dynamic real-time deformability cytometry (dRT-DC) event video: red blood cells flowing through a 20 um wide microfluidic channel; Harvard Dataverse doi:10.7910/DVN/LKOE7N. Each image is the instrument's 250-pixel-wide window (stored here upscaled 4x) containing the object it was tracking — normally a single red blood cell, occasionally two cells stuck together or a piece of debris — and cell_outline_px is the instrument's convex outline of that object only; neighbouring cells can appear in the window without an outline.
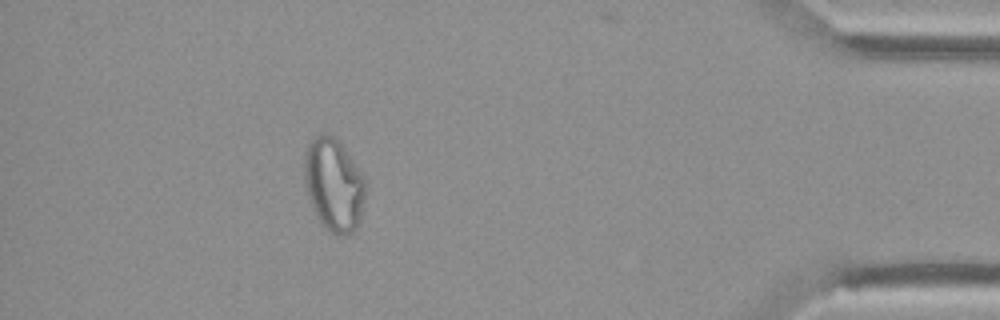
{"species": "Egyptian fruit bat (a non-hibernating species)", "species_latin": "Rousettus aegyptiacus", "temperature_condition": "cold", "stored_images_in_passage": 39, "camera_frame_rate_fps": 3000, "um_per_image_px": 0.085, "animal": {"sex": "female"}, "frame": {"image": 1, "passage_image": 39, "time_ms": 12.667, "image_size_px": [1000, 320], "cell_outline_px": [[364, 200], [360, 216], [356, 228], [352, 232], [344, 236], [336, 236], [328, 232], [324, 228], [316, 216], [312, 208], [304, 184], [304, 156], [308, 144], [320, 132], [324, 132], [336, 136], [364, 176]], "centroid_in_image_um": [28.34, 15.7], "position_along_channel_um": 406.9, "area_um2": 33.41}, "authors_computed_cell_mechanics": {"area_um2": 22.831, "velocity_mm_per_s": 3.7572, "shape_relaxation_time_tau1_ms": null, "shape_relaxation_time_tau2_ms": 1.7308, "deformation_change_tau1": null, "deformation_change_tau2": 0.0855}}